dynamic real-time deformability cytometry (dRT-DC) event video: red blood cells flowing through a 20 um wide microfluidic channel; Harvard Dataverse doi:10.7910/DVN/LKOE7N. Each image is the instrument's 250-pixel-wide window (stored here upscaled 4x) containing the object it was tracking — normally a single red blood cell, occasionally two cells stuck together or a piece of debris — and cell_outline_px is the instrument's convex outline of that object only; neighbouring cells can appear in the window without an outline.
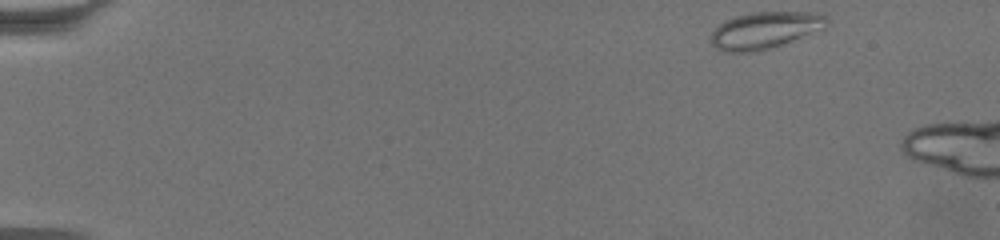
{"species": "common noctule bat (a hibernating species)", "species_latin": "Nyctalus noctula", "temperature_condition": "warm", "stored_images_in_passage": 13, "camera_frame_rate_fps": 3000, "um_per_image_px": 0.085, "animal": {"sex": "female", "body_mass_g": 19.5, "forearm_length_mm": 54.1}, "frame": {"image": 1, "passage_image": 1, "time_ms": 0.0, "image_size_px": [1000, 240], "cell_outline_px": [[828, 24], [824, 28], [780, 44], [768, 48], [752, 52], [724, 52], [716, 48], [708, 40], [712, 32], [720, 24], [736, 16], [752, 12], [820, 12], [828, 16]], "centroid_in_image_um": [65.01, 2.55], "position_along_channel_um": 20.0, "area_um2": 24.62}}